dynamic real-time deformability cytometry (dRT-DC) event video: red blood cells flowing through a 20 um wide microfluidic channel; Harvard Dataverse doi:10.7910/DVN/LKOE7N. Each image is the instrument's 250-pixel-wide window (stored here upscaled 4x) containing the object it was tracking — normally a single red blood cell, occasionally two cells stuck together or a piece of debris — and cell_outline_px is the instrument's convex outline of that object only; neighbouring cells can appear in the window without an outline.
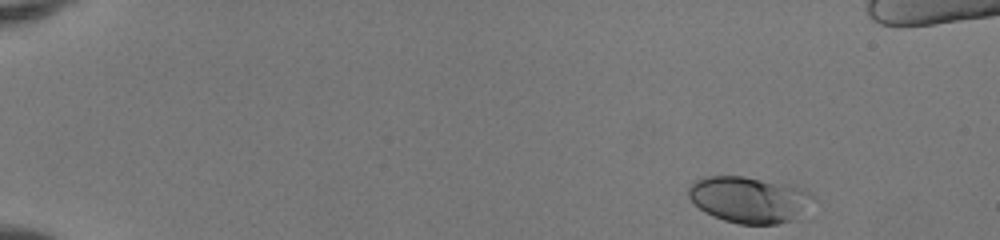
{"species": "human", "species_latin": "Homo sapiens", "temperature_condition": "room temperature", "stored_images_in_passage": 47, "camera_frame_rate_fps": 3000, "um_per_image_px": 0.085, "donor": {"sex": "female"}, "frame": {"image": 1, "passage_image": 1, "time_ms": 0.0, "image_size_px": [1000, 240], "cell_outline_px": [[816, 200], [796, 220], [776, 224], [740, 224], [724, 220], [712, 216], [704, 212], [688, 196], [688, 188], [696, 180], [704, 176], [744, 176], [792, 184], [808, 192]], "centroid_in_image_um": [63.72, 16.96], "position_along_channel_um": 21.3, "area_um2": 33.93}}
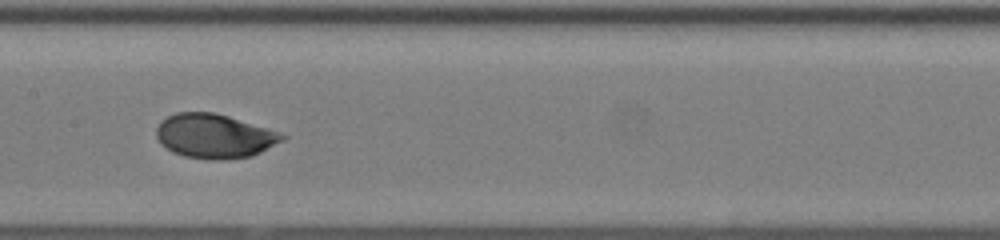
{"frame": {"image": 2, "passage_image": 23, "time_ms": 7.333, "image_size_px": [1000, 240], "cell_outline_px": [[288, 136], [284, 140], [252, 156], [228, 160], [212, 160], [184, 156], [172, 152], [160, 144], [156, 136], [156, 128], [160, 120], [176, 112], [216, 112], [268, 128], [280, 132]], "centroid_in_image_um": [18.21, 11.56], "position_along_channel_um": 189.2, "area_um2": 32.83}}
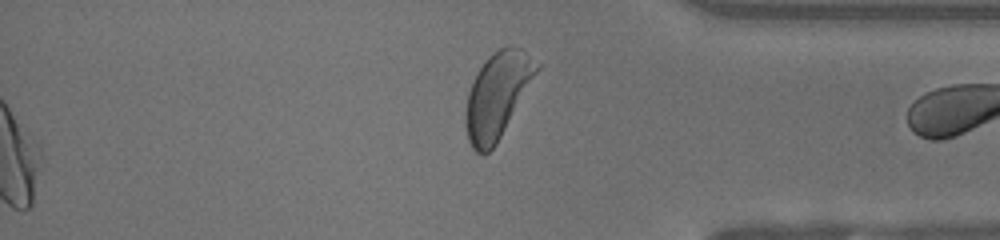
{"frame": {"image": 3, "passage_image": 47, "time_ms": 15.333, "image_size_px": [1000, 240], "cell_outline_px": [[544, 64], [496, 144], [488, 152], [476, 152], [472, 148], [468, 140], [464, 120], [468, 92], [480, 68], [488, 56], [492, 52], [508, 44], [512, 44], [520, 48]], "centroid_in_image_um": [42.33, 8.04], "position_along_channel_um": 392.9, "area_um2": 35.72}, "authors_computed_cell_mechanics": {"area_um2": 32.368, "velocity_mm_per_s": 4.147, "shape_relaxation_time_tau1_ms": 2.6572, "shape_relaxation_time_tau2_ms": null, "deformation_change_tau1": 0.142, "deformation_change_tau2": null}}